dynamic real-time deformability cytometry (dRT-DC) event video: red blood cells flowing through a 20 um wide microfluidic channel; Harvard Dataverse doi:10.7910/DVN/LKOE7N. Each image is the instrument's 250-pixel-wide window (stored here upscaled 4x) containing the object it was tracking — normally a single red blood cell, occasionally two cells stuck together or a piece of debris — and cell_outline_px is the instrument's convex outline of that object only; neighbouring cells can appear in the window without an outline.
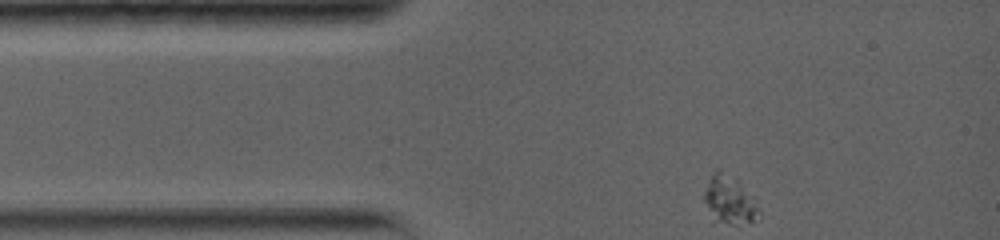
{"species": "common noctule bat (a hibernating species)", "species_latin": "Nyctalus noctula", "temperature_condition": "warm", "stored_images_in_passage": 38, "camera_frame_rate_fps": 5000, "um_per_image_px": 0.085, "animal": {"sex": "female", "body_mass_g": 19.0, "forearm_length_mm": 56.7}, "frame": {"image": 1, "passage_image": 1, "time_ms": 0.0, "image_size_px": [1000, 240], "cell_outline_px": [[760, 212], [752, 220], [732, 224], [728, 224], [720, 220], [704, 200], [704, 192], [708, 180], [712, 172], [716, 168], [720, 168], [736, 180], [752, 196]], "centroid_in_image_um": [61.99, 16.9], "position_along_channel_um": 23.0, "area_um2": 14.28}}
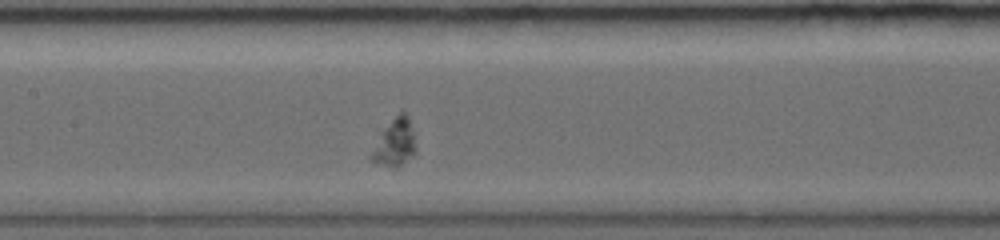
{"frame": {"image": 2, "passage_image": 17, "time_ms": 5.0, "image_size_px": [1000, 240], "cell_outline_px": [[416, 152], [396, 168], [392, 168], [368, 160], [368, 156], [380, 132], [400, 112], [404, 112], [408, 116], [416, 148]], "centroid_in_image_um": [33.5, 12.17], "position_along_channel_um": 173.9, "area_um2": 12.14}}
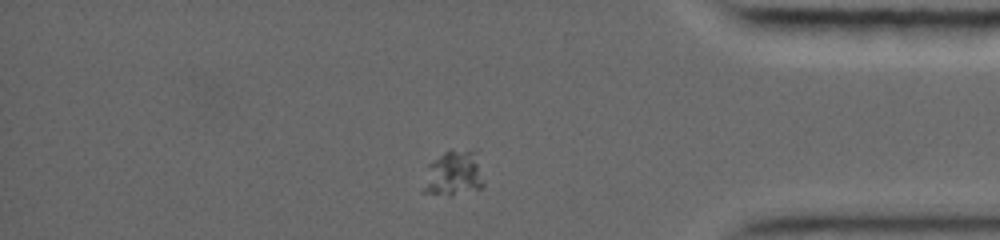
{"frame": {"image": 3, "passage_image": 33, "time_ms": 11.6, "image_size_px": [1000, 240], "cell_outline_px": [[484, 184], [480, 188], [452, 196], [448, 196], [420, 192], [428, 164], [448, 148], [476, 148]], "centroid_in_image_um": [38.54, 14.7], "position_along_channel_um": 396.7, "area_um2": 16.76}}